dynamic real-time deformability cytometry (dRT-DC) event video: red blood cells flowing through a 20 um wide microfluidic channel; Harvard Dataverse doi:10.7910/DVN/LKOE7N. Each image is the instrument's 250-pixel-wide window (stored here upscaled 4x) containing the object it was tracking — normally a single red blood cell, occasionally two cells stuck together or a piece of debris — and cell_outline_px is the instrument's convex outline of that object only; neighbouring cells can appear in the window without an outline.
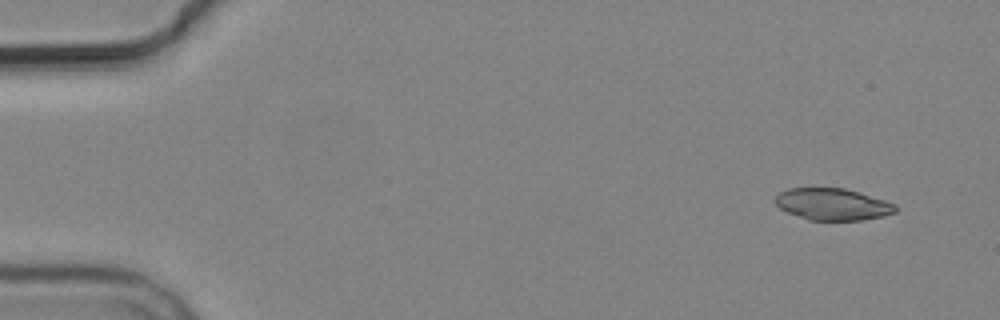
{"species": "common noctule bat (a hibernating species)", "species_latin": "Nyctalus noctula", "temperature_condition": "cold", "stored_images_in_passage": 7, "camera_frame_rate_fps": 3000, "um_per_image_px": 0.085, "animal": {"sex": "male", "body_mass_g": 19.2, "forearm_length_mm": 51.8}, "frame": {"image": 1, "passage_image": 1, "time_ms": 0.0, "image_size_px": [1000, 320], "cell_outline_px": [[896, 212], [884, 216], [860, 220], [808, 220], [788, 212], [780, 208], [772, 200], [780, 192], [788, 188], [844, 188], [860, 192], [896, 204]], "centroid_in_image_um": [70.76, 17.36], "position_along_channel_um": 14.2, "area_um2": 22.31}}
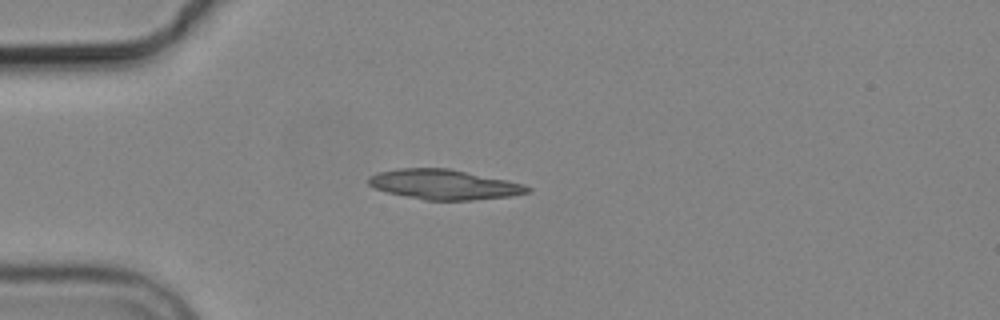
{"frame": {"image": 2, "passage_image": 4, "time_ms": 3.667, "image_size_px": [1000, 320], "cell_outline_px": [[532, 192], [512, 196], [472, 200], [424, 200], [388, 192], [376, 188], [368, 184], [368, 176], [380, 172], [396, 168], [448, 168], [508, 180], [524, 184], [532, 188]], "centroid_in_image_um": [37.79, 15.68], "position_along_channel_um": 47.2, "area_um2": 27.74}}